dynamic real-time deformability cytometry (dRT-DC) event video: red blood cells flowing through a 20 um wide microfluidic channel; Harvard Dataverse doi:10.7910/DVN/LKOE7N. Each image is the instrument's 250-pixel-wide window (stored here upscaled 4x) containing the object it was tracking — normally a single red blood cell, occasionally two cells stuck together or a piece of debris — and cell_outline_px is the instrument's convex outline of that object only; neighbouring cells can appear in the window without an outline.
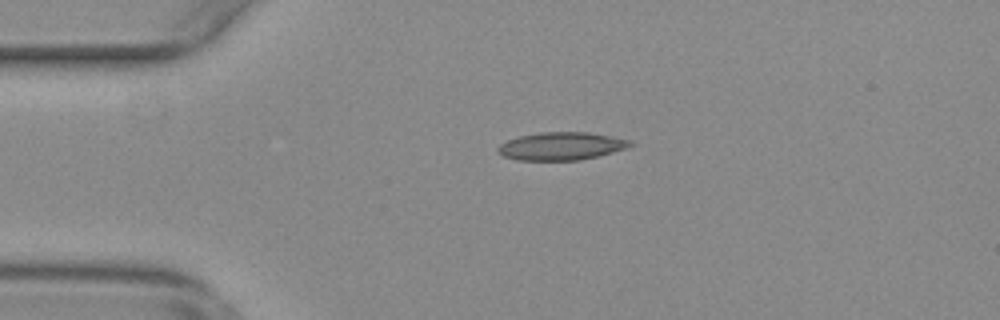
{"species": "common noctule bat (a hibernating species)", "species_latin": "Nyctalus noctula", "temperature_condition": "warm", "stored_images_in_passage": 54, "camera_frame_rate_fps": 3000, "um_per_image_px": 0.085, "animal": {"sex": "female", "body_mass_g": 29.2, "forearm_length_mm": 56.3}, "frame": {"image": 1, "passage_image": 12, "time_ms": 3.667, "image_size_px": [1000, 320], "cell_outline_px": [[636, 144], [612, 152], [580, 160], [516, 160], [504, 156], [496, 152], [496, 148], [500, 144], [508, 140], [520, 136], [540, 132], [588, 132], [628, 140]], "centroid_in_image_um": [47.65, 12.42], "position_along_channel_um": 37.4, "area_um2": 21.27}}
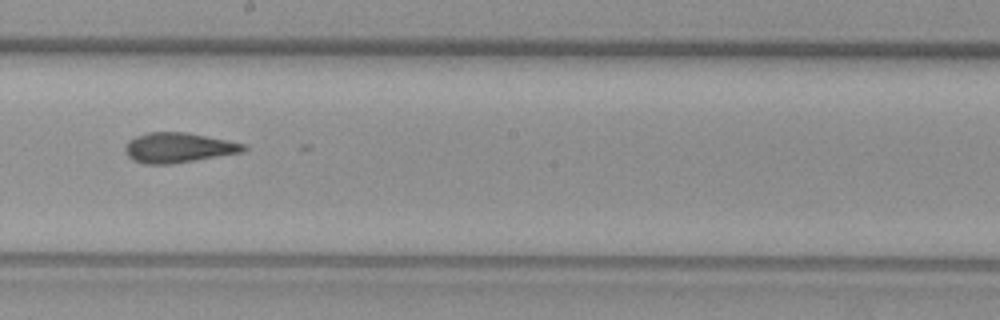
{"frame": {"image": 2, "passage_image": 30, "time_ms": 9.667, "image_size_px": [1000, 320], "cell_outline_px": [[248, 148], [244, 152], [172, 164], [144, 164], [132, 160], [128, 156], [124, 148], [128, 140], [136, 136], [148, 132], [184, 132], [228, 140], [244, 144]], "centroid_in_image_um": [15.15, 12.56], "position_along_channel_um": 233.0, "area_um2": 20.75}}
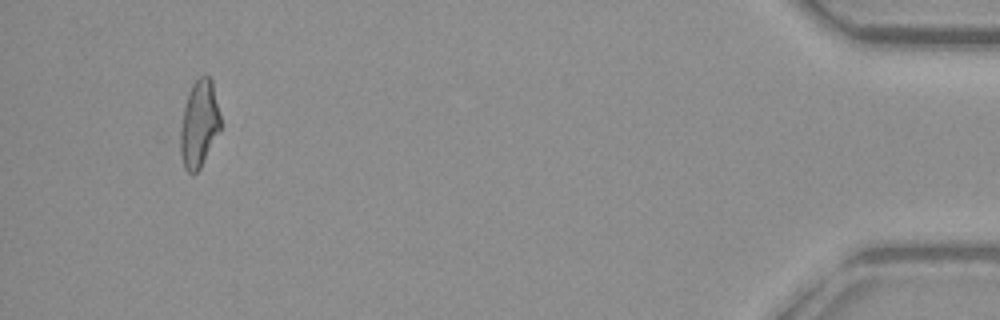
{"frame": {"image": 3, "passage_image": 51, "time_ms": 16.667, "image_size_px": [1000, 320], "cell_outline_px": [[220, 132], [200, 168], [196, 172], [188, 172], [184, 168], [180, 152], [180, 128], [184, 108], [192, 84], [200, 76], [208, 76], [212, 80], [220, 116]], "centroid_in_image_um": [16.93, 10.55], "position_along_channel_um": 418.3, "area_um2": 20.17}, "authors_computed_cell_mechanics": {"area_um2": 20.6635, "velocity_mm_per_s": 3.793, "shape_relaxation_time_tau1_ms": 5.9544, "shape_relaxation_time_tau2_ms": 1.744, "deformation_change_tau1": 0.2052, "deformation_change_tau2": 0.0933}}